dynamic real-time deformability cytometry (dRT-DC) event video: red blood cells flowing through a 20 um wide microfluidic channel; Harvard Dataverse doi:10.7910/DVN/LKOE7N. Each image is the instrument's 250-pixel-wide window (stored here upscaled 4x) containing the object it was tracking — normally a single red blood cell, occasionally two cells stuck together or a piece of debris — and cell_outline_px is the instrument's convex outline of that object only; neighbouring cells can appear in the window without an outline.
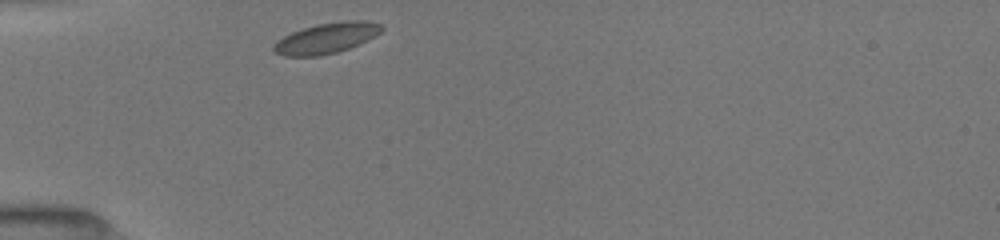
{"species": "common noctule bat (a hibernating species)", "species_latin": "Nyctalus noctula", "temperature_condition": "room temperature", "stored_images_in_passage": 1, "camera_frame_rate_fps": 3000, "um_per_image_px": 0.085, "animal": {"sex": "female", "body_mass_g": 19.5, "forearm_length_mm": 54.1}, "frame": {"image": 1, "passage_image": 1, "time_ms": 0.0, "image_size_px": [1000, 240], "cell_outline_px": [[384, 28], [376, 36], [368, 40], [348, 48], [336, 52], [320, 56], [284, 56], [276, 52], [272, 48], [272, 44], [276, 40], [292, 32], [316, 24], [344, 20], [360, 20], [380, 24]], "centroid_in_image_um": [27.73, 3.24], "position_along_channel_um": 57.3, "area_um2": 19.19}}